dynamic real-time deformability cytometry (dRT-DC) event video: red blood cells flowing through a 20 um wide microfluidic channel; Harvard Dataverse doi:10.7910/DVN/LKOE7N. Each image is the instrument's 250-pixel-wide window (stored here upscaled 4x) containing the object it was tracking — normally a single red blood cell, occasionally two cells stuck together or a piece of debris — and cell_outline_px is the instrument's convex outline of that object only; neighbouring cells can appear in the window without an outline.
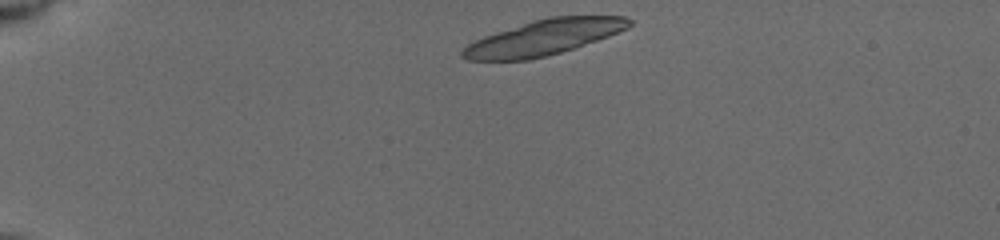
{"species": "common noctule bat (a hibernating species)", "species_latin": "Nyctalus noctula", "temperature_condition": "cold", "stored_images_in_passage": 3, "camera_frame_rate_fps": 3000, "um_per_image_px": 0.085, "animal": {"sex": "female", "body_mass_g": 19.5, "forearm_length_mm": 54.1}, "frame": {"image": 1, "passage_image": 1, "time_ms": 0.0, "image_size_px": [1000, 240], "cell_outline_px": [[632, 24], [628, 28], [608, 36], [560, 52], [528, 60], [468, 60], [460, 56], [460, 52], [468, 44], [484, 36], [532, 20], [548, 16], [624, 16], [632, 20]], "centroid_in_image_um": [46.2, 3.17], "position_along_channel_um": 38.8, "area_um2": 33.93}}